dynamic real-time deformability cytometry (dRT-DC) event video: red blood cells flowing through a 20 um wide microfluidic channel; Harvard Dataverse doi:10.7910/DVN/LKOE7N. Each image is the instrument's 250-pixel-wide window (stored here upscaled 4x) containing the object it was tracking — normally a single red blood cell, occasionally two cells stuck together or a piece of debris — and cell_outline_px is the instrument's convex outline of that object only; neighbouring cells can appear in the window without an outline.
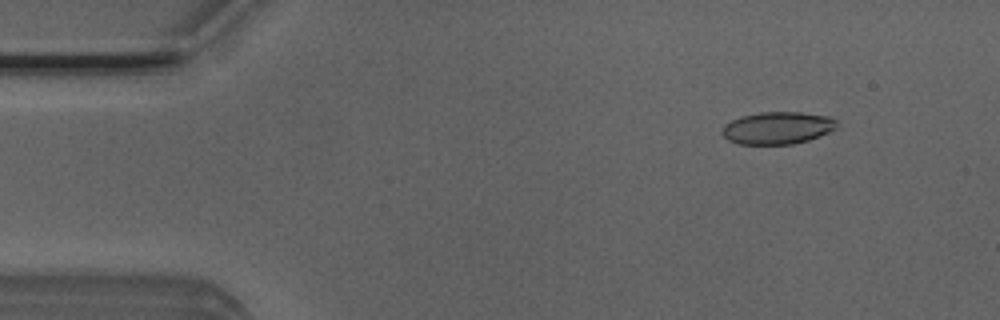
{"species": "Egyptian fruit bat (a non-hibernating species)", "species_latin": "Rousettus aegyptiacus", "temperature_condition": "room temperature", "stored_images_in_passage": 9, "camera_frame_rate_fps": 3000, "um_per_image_px": 0.085, "animal": {"sex": "male"}, "frame": {"image": 1, "passage_image": 5, "time_ms": 1.333, "image_size_px": [1000, 320], "cell_outline_px": [[836, 128], [828, 132], [808, 140], [792, 144], [740, 144], [728, 140], [720, 132], [724, 124], [732, 120], [744, 116], [760, 112], [800, 112], [832, 116], [836, 120]], "centroid_in_image_um": [66.08, 10.87], "position_along_channel_um": 18.9, "area_um2": 21.56}}